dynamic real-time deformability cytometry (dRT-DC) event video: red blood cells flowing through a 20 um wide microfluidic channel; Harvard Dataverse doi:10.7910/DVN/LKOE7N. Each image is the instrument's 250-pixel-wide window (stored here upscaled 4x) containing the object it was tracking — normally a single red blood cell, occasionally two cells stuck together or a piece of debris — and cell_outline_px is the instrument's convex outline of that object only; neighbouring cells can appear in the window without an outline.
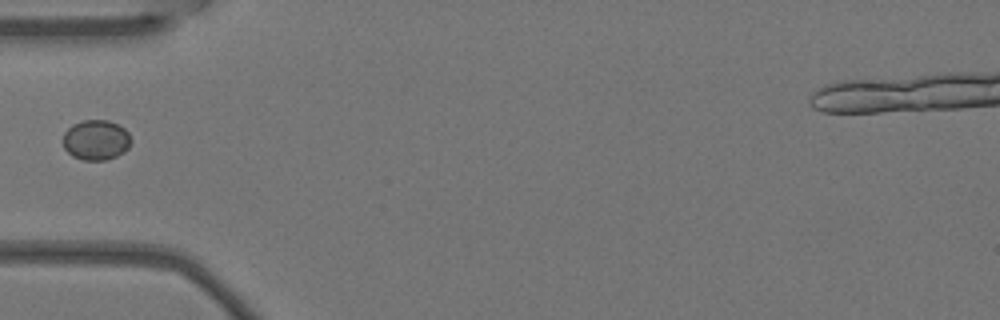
{"species": "Egyptian fruit bat (a non-hibernating species)", "species_latin": "Rousettus aegyptiacus", "temperature_condition": "warm", "stored_images_in_passage": 4, "camera_frame_rate_fps": 3000, "um_per_image_px": 0.085, "animal": {"sex": "female"}, "frame": {"image": 1, "passage_image": 4, "time_ms": 1.0, "image_size_px": [1000, 320], "cell_outline_px": [[132, 140], [128, 148], [124, 152], [116, 156], [104, 160], [84, 160], [72, 156], [64, 148], [64, 132], [72, 124], [84, 120], [108, 120], [124, 128], [128, 132]], "centroid_in_image_um": [8.17, 11.89], "position_along_channel_um": 76.8, "area_um2": 15.9}}